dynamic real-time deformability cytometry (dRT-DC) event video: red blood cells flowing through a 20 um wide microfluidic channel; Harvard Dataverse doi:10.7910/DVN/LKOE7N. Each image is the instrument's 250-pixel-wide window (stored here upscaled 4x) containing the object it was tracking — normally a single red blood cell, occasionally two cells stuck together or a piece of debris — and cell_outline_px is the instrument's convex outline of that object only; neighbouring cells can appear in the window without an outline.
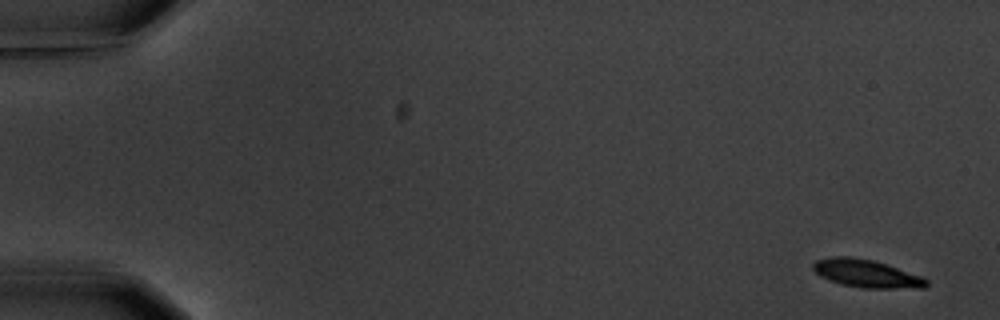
{"species": "common noctule bat (a hibernating species)", "species_latin": "Nyctalus noctula", "temperature_condition": "warm", "stored_images_in_passage": 9, "camera_frame_rate_fps": 3000, "um_per_image_px": 0.085, "animal": {"sex": "male", "body_mass_g": 20.1, "forearm_length_mm": 53.5}, "frame": {"image": 1, "passage_image": 1, "time_ms": 0.0, "image_size_px": [1000, 320], "cell_outline_px": [[928, 284], [924, 288], [864, 288], [840, 284], [828, 280], [820, 276], [812, 268], [812, 264], [816, 260], [832, 256], [848, 256], [872, 260], [924, 276], [928, 280]], "centroid_in_image_um": [73.65, 23.25], "position_along_channel_um": 11.3, "area_um2": 18.5}}
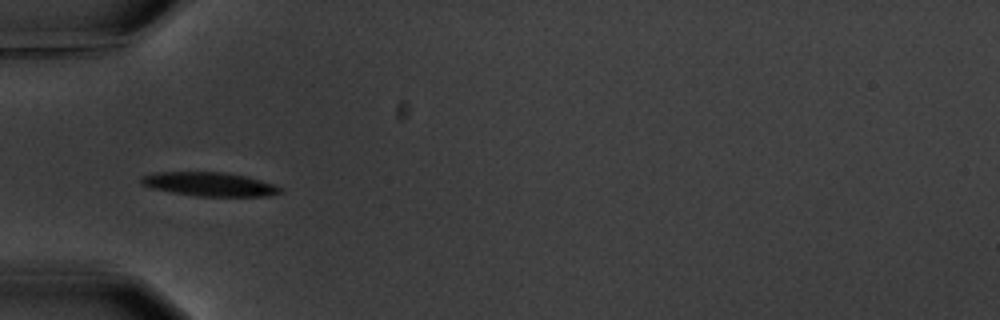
{"frame": {"image": 2, "passage_image": 6, "time_ms": 5.667, "image_size_px": [1000, 320], "cell_outline_px": [[284, 192], [268, 196], [196, 196], [172, 192], [152, 188], [140, 184], [140, 176], [156, 172], [224, 172], [248, 176], [276, 184], [284, 188]], "centroid_in_image_um": [17.86, 15.65], "position_along_channel_um": 67.1, "area_um2": 19.65}}